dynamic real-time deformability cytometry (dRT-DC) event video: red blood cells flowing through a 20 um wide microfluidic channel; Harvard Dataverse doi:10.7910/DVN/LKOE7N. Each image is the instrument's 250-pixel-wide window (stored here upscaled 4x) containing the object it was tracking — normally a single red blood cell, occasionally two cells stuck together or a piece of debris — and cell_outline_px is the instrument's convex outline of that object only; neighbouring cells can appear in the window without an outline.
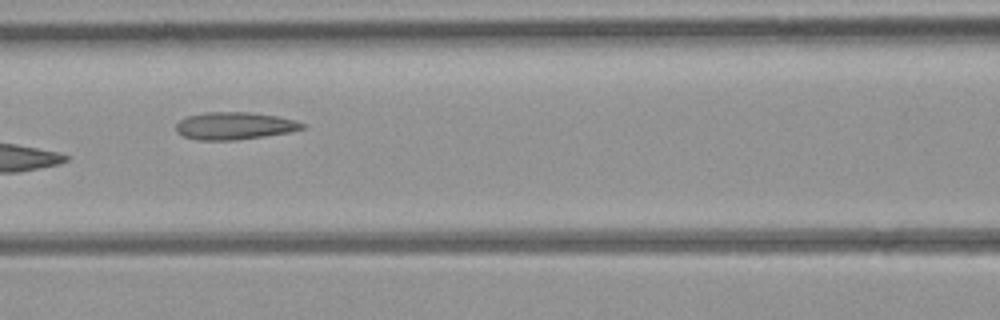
{"species": "common noctule bat (a hibernating species)", "species_latin": "Nyctalus noctula", "temperature_condition": "room temperature", "stored_images_in_passage": 11, "camera_frame_rate_fps": 3000, "um_per_image_px": 0.085, "animal": {"sex": "female", "body_mass_g": 21.9}, "frame": {"image": 1, "passage_image": 7, "time_ms": 8.0, "image_size_px": [1000, 320], "cell_outline_px": [[304, 128], [288, 132], [264, 136], [236, 140], [196, 140], [184, 136], [176, 132], [176, 124], [180, 120], [188, 116], [204, 112], [248, 112], [276, 116], [296, 120], [304, 124]], "centroid_in_image_um": [19.9, 10.69], "position_along_channel_um": 146.7, "area_um2": 20.06}}
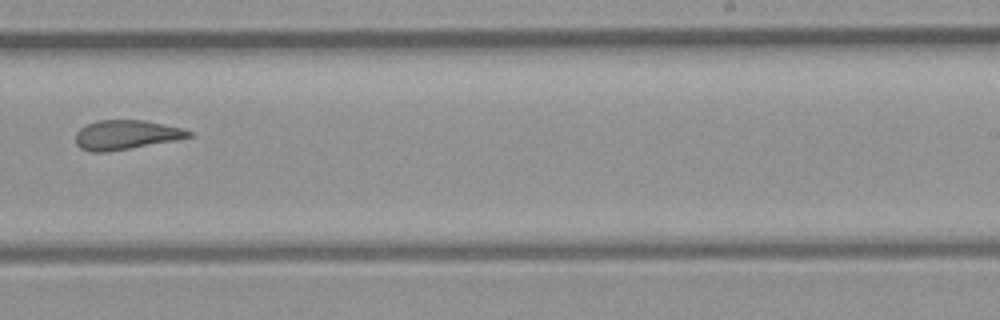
{"frame": {"image": 2, "passage_image": 10, "time_ms": 11.333, "image_size_px": [1000, 320], "cell_outline_px": [[192, 136], [176, 140], [108, 152], [92, 152], [80, 148], [76, 144], [76, 132], [80, 128], [88, 124], [100, 120], [144, 120], [184, 128], [192, 132]], "centroid_in_image_um": [10.72, 11.46], "position_along_channel_um": 278.3, "area_um2": 19.36}}
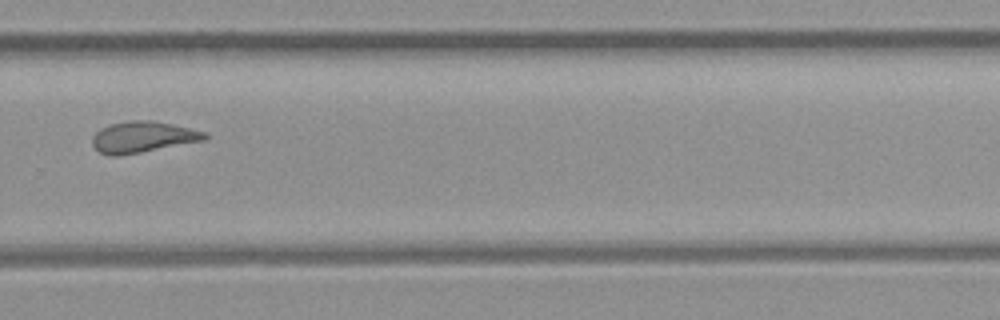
{"frame": {"image": 3, "passage_image": 11, "time_ms": 12.333, "image_size_px": [1000, 320], "cell_outline_px": [[208, 136], [204, 140], [120, 156], [112, 156], [100, 152], [92, 144], [92, 136], [100, 128], [108, 124], [132, 120], [152, 120], [172, 124], [208, 132]], "centroid_in_image_um": [12.12, 11.63], "position_along_channel_um": 317.7, "area_um2": 20.4}}